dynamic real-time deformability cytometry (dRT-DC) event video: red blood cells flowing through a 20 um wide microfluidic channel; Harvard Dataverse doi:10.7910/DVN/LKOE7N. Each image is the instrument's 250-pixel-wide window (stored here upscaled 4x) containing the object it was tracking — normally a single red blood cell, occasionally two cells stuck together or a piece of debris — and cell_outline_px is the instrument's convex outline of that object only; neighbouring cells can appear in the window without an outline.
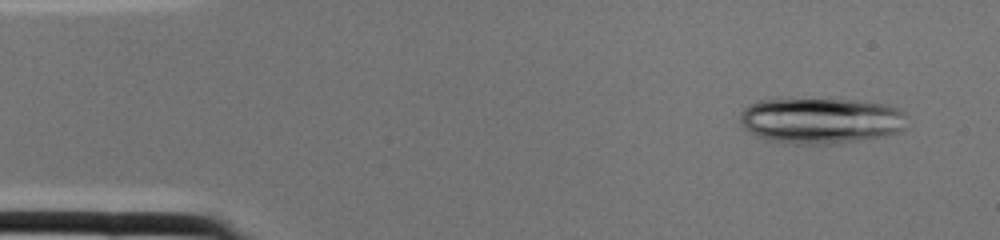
{"species": "common noctule bat (a hibernating species)", "species_latin": "Nyctalus noctula", "temperature_condition": "cold", "stored_images_in_passage": 1, "camera_frame_rate_fps": 3000, "um_per_image_px": 0.085, "animal": {"sex": "female", "body_mass_g": 22.0, "forearm_length_mm": 56.7}, "frame": {"image": 1, "passage_image": 1, "time_ms": 0.0, "image_size_px": [1000, 240], "cell_outline_px": [[904, 128], [900, 132], [884, 136], [844, 144], [780, 144], [764, 140], [748, 132], [740, 124], [740, 112], [748, 104], [756, 100], [776, 96], [780, 96], [856, 100], [888, 104], [900, 108], [904, 112]], "centroid_in_image_um": [69.68, 10.22], "position_along_channel_um": 15.3, "area_um2": 46.99}}